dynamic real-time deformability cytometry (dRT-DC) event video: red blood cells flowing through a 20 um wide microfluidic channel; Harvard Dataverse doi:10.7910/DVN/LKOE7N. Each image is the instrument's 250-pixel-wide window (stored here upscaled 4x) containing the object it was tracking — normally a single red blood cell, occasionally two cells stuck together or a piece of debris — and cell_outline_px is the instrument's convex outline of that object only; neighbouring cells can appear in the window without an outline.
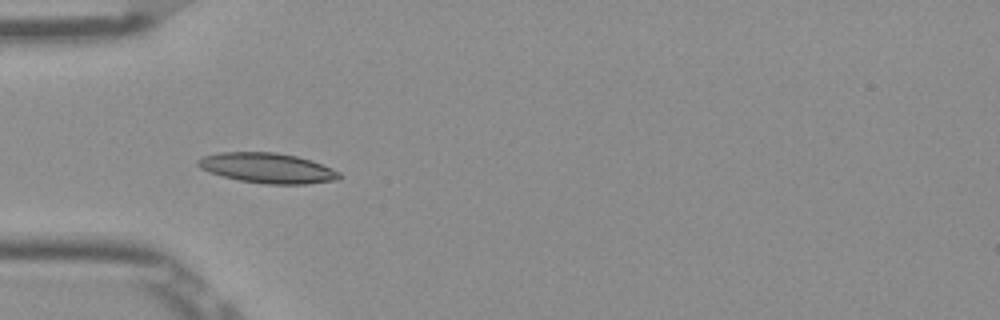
{"species": "Egyptian fruit bat (a non-hibernating species)", "species_latin": "Rousettus aegyptiacus", "temperature_condition": "room temperature", "stored_images_in_passage": 30, "camera_frame_rate_fps": 3000, "um_per_image_px": 0.085, "frame": {"image": 1, "passage_image": 1, "time_ms": 0.0, "image_size_px": [1000, 320], "cell_outline_px": [[344, 176], [336, 180], [304, 184], [268, 184], [240, 180], [224, 176], [200, 168], [196, 164], [196, 160], [204, 156], [220, 152], [276, 152], [296, 156], [312, 160], [332, 168], [340, 172]], "centroid_in_image_um": [22.77, 14.27], "position_along_channel_um": 62.2, "area_um2": 24.74}}
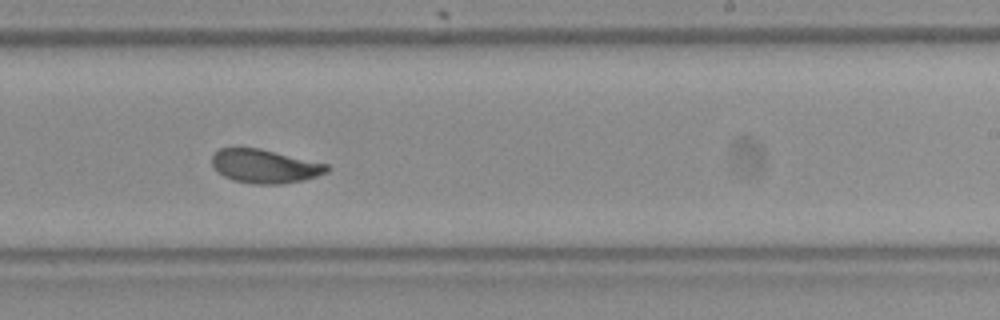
{"frame": {"image": 2, "passage_image": 17, "time_ms": 5.333, "image_size_px": [1000, 320], "cell_outline_px": [[328, 172], [316, 176], [300, 180], [280, 184], [256, 184], [232, 180], [224, 176], [212, 164], [212, 156], [220, 148], [260, 148], [328, 164]], "centroid_in_image_um": [22.51, 14.12], "position_along_channel_um": 266.5, "area_um2": 22.25}}
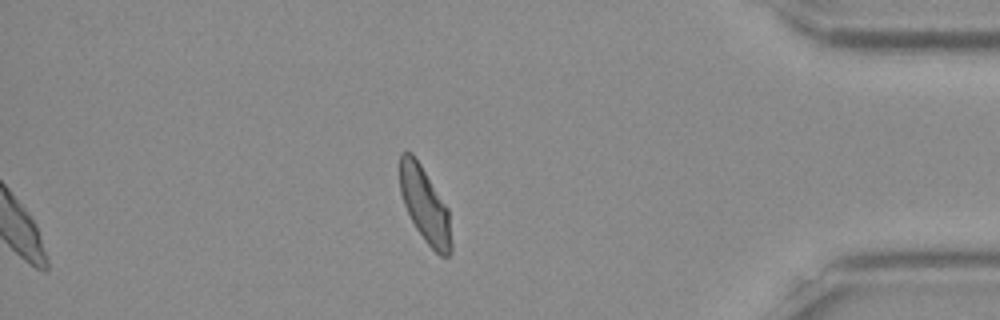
{"frame": {"image": 3, "passage_image": 30, "time_ms": 9.667, "image_size_px": [1000, 320], "cell_outline_px": [[452, 252], [448, 256], [440, 256], [424, 240], [416, 228], [404, 204], [400, 192], [400, 152], [412, 152], [420, 164], [448, 208], [452, 244]], "centroid_in_image_um": [36.12, 17.44], "position_along_channel_um": 399.1, "area_um2": 22.31}, "authors_computed_cell_mechanics": {"area_um2": 23.0333, "velocity_mm_per_s": 3.8683, "shape_relaxation_time_tau1_ms": 3.114, "shape_relaxation_time_tau2_ms": 0.8157, "deformation_change_tau1": 0.1023, "deformation_change_tau2": 0.0499}}